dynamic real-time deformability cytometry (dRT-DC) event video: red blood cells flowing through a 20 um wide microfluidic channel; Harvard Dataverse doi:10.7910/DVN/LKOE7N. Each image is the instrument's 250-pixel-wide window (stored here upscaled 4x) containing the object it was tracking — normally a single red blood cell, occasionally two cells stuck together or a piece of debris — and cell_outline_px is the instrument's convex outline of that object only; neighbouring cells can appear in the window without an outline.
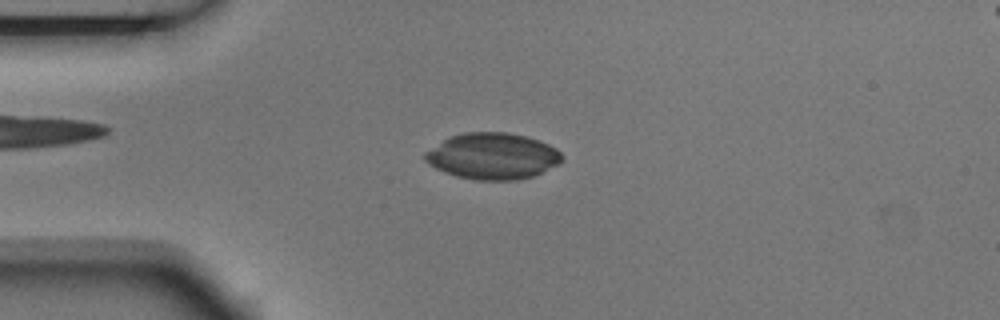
{"species": "Egyptian fruit bat (a non-hibernating species)", "species_latin": "Rousettus aegyptiacus", "temperature_condition": "room temperature", "stored_images_in_passage": 6, "camera_frame_rate_fps": 3000, "um_per_image_px": 0.085, "animal": {"sex": "male"}, "frame": {"image": 1, "passage_image": 3, "time_ms": 0.667, "image_size_px": [1000, 320], "cell_outline_px": [[564, 156], [556, 164], [532, 176], [516, 180], [476, 180], [456, 176], [444, 172], [428, 164], [424, 160], [424, 152], [444, 140], [452, 136], [464, 132], [508, 132], [540, 140], [556, 148]], "centroid_in_image_um": [41.84, 13.26], "position_along_channel_um": 43.2, "area_um2": 36.7}}